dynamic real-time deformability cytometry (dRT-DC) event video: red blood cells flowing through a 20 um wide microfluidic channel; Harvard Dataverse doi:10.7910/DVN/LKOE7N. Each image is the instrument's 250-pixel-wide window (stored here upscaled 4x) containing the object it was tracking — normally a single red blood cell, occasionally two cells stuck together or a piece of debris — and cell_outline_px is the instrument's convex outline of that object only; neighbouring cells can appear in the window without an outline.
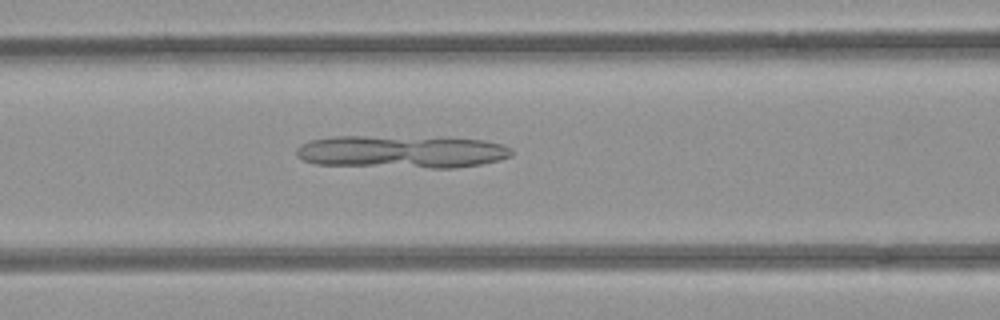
{"species": "common noctule bat (a hibernating species)", "species_latin": "Nyctalus noctula", "temperature_condition": "room temperature", "stored_images_in_passage": 29, "camera_frame_rate_fps": 3000, "um_per_image_px": 0.085, "animal": {"sex": "female", "body_mass_g": 21.9}, "frame": {"image": 1, "passage_image": 9, "time_ms": 2.667, "image_size_px": [1000, 320], "cell_outline_px": [[512, 156], [500, 160], [480, 164], [456, 168], [432, 168], [316, 164], [304, 160], [296, 156], [296, 148], [300, 144], [312, 140], [332, 136], [440, 136], [484, 140], [500, 144], [512, 148]], "centroid_in_image_um": [34.18, 12.88], "position_along_channel_um": 132.4, "area_um2": 41.79}}
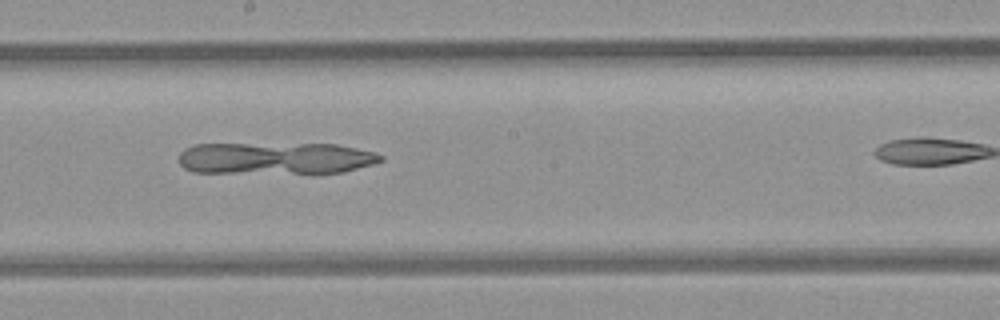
{"frame": {"image": 2, "passage_image": 16, "time_ms": 5.0, "image_size_px": [1000, 320], "cell_outline_px": [[384, 160], [372, 164], [344, 172], [192, 172], [184, 168], [180, 164], [180, 152], [184, 148], [192, 144], [336, 144], [376, 152], [384, 156]], "centroid_in_image_um": [23.42, 13.43], "position_along_channel_um": 224.8, "area_um2": 37.28}}
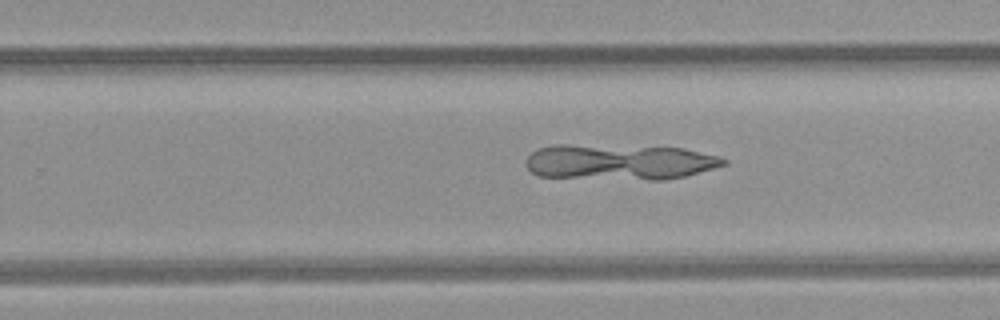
{"frame": {"image": 3, "passage_image": 20, "time_ms": 6.333, "image_size_px": [1000, 320], "cell_outline_px": [[728, 164], [684, 176], [664, 180], [648, 180], [536, 176], [524, 164], [524, 160], [532, 152], [540, 148], [556, 144], [564, 144], [684, 148], [720, 156], [728, 160]], "centroid_in_image_um": [52.65, 13.77], "position_along_channel_um": 277.1, "area_um2": 41.21}}